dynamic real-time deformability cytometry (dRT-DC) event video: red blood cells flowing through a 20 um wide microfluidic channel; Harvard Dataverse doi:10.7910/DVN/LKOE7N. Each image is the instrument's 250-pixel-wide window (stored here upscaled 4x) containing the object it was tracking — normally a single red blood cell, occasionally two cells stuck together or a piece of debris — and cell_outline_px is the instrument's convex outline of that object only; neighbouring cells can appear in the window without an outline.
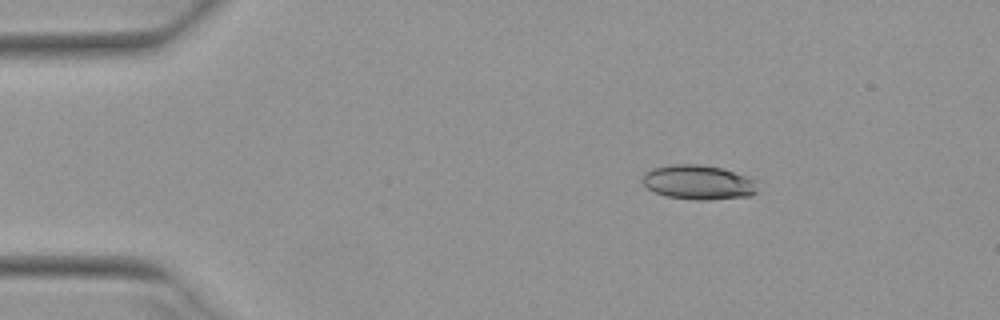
{"species": "Egyptian fruit bat (a non-hibernating species)", "species_latin": "Rousettus aegyptiacus", "temperature_condition": "warm", "stored_images_in_passage": 44, "camera_frame_rate_fps": 3000, "um_per_image_px": 0.085, "animal": {"sex": "female"}, "frame": {"image": 1, "passage_image": 1, "time_ms": 0.0, "image_size_px": [1000, 320], "cell_outline_px": [[756, 192], [752, 196], [708, 200], [696, 200], [668, 196], [656, 192], [648, 188], [640, 180], [644, 172], [652, 168], [672, 164], [700, 164], [720, 168], [756, 180]], "centroid_in_image_um": [59.33, 15.5], "position_along_channel_um": 25.7, "area_um2": 23.06}}
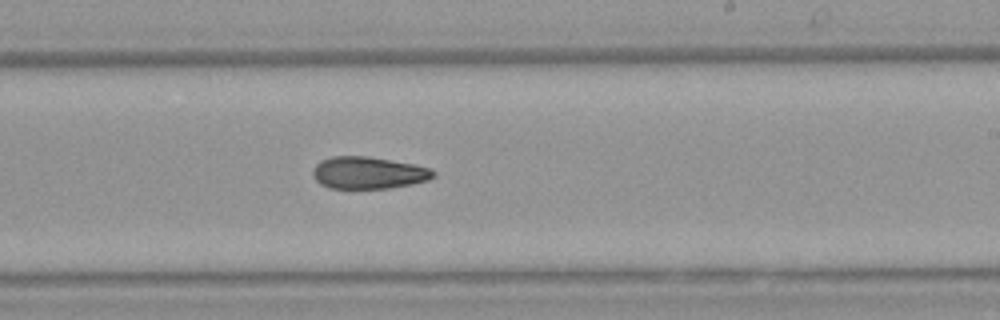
{"frame": {"image": 2, "passage_image": 24, "time_ms": 7.667, "image_size_px": [1000, 320], "cell_outline_px": [[436, 176], [428, 180], [412, 184], [388, 188], [328, 188], [320, 184], [316, 180], [312, 172], [316, 164], [320, 160], [332, 156], [368, 156], [412, 164], [432, 168], [436, 172]], "centroid_in_image_um": [31.32, 14.68], "position_along_channel_um": 257.7, "area_um2": 22.6}}
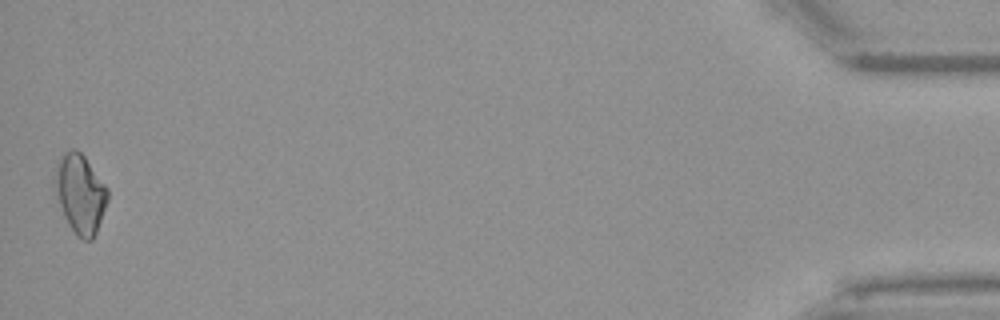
{"frame": {"image": 3, "passage_image": 44, "time_ms": 14.333, "image_size_px": [1000, 320], "cell_outline_px": [[108, 200], [96, 232], [92, 240], [84, 240], [76, 236], [68, 224], [64, 216], [52, 188], [52, 176], [56, 164], [64, 152], [72, 148], [76, 148], [84, 156], [108, 188]], "centroid_in_image_um": [6.77, 16.45], "position_along_channel_um": 428.4, "area_um2": 24.74}, "authors_computed_cell_mechanics": {"area_um2": 22.8599, "velocity_mm_per_s": 3.9545, "shape_relaxation_time_tau1_ms": null, "shape_relaxation_time_tau2_ms": 9.0371, "deformation_change_tau1": null, "deformation_change_tau2": 0.188}}